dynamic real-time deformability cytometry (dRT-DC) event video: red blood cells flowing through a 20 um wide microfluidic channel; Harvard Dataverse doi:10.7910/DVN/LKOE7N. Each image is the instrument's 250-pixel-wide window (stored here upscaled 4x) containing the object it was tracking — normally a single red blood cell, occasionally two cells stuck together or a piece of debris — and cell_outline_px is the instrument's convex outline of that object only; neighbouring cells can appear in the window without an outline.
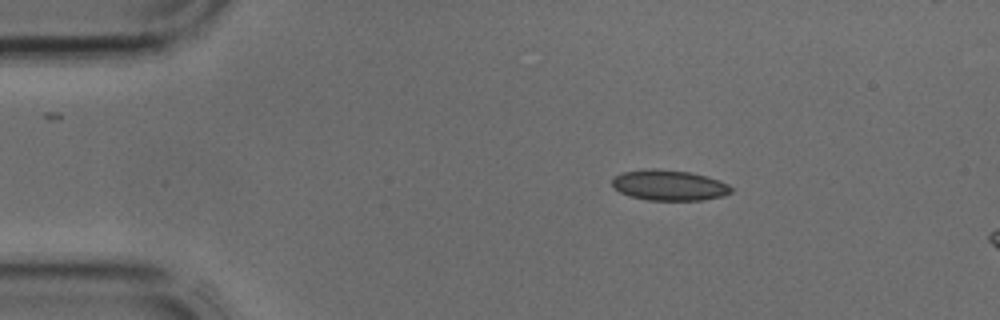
{"species": "common noctule bat (a hibernating species)", "species_latin": "Nyctalus noctula", "temperature_condition": "cold", "stored_images_in_passage": 3, "camera_frame_rate_fps": 3000, "um_per_image_px": 0.085, "animal": {"sex": "male", "body_mass_g": 17.9, "forearm_length_mm": 54.2}, "frame": {"image": 1, "passage_image": 1, "time_ms": 0.0, "image_size_px": [1000, 320], "cell_outline_px": [[732, 192], [724, 196], [700, 200], [648, 200], [628, 196], [612, 188], [612, 176], [624, 172], [648, 168], [656, 168], [688, 172], [720, 180], [728, 184], [732, 188]], "centroid_in_image_um": [56.84, 15.75], "position_along_channel_um": 28.2, "area_um2": 21.33}}